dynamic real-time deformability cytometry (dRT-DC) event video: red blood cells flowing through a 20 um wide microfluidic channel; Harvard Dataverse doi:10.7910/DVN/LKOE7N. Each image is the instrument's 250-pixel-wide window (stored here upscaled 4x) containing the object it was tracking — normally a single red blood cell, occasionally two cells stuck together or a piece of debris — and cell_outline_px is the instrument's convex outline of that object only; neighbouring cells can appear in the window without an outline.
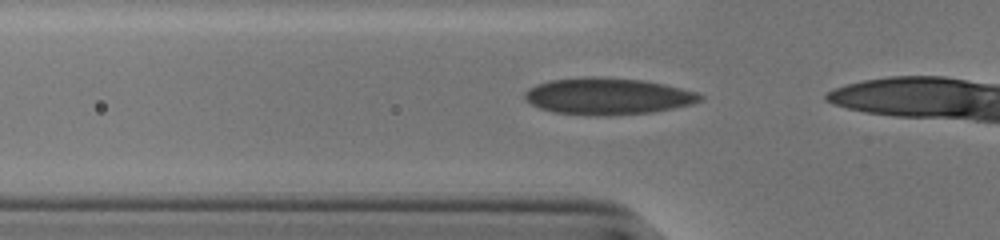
{"species": "human", "species_latin": "Homo sapiens", "temperature_condition": "cold", "stored_images_in_passage": 15, "camera_frame_rate_fps": 3000, "um_per_image_px": 0.085, "donor": {"sex": "male"}, "frame": {"image": 1, "passage_image": 12, "time_ms": 3.667, "image_size_px": [1000, 240], "cell_outline_px": [[704, 96], [700, 100], [692, 104], [652, 112], [600, 116], [588, 116], [552, 112], [540, 108], [524, 100], [524, 92], [528, 88], [536, 84], [548, 80], [592, 76], [644, 80], [664, 84], [696, 92]], "centroid_in_image_um": [51.6, 8.18], "position_along_channel_um": 74.2, "area_um2": 37.63}}